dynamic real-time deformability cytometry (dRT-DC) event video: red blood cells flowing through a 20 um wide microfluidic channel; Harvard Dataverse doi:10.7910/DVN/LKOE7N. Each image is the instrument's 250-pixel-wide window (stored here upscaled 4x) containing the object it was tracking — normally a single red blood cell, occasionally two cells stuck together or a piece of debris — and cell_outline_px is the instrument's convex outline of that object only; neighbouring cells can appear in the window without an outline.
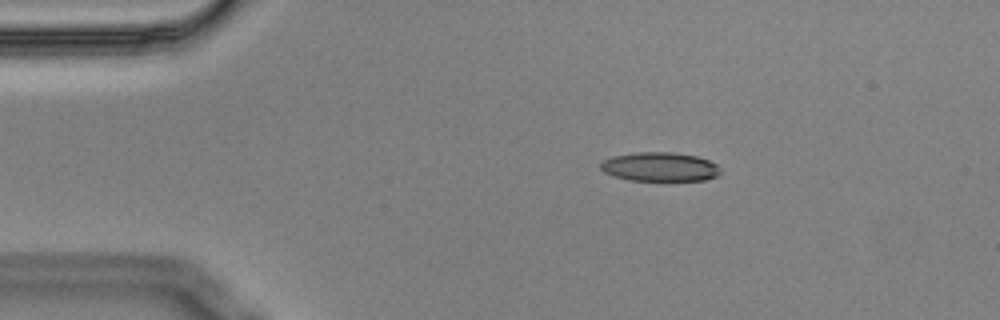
{"species": "Egyptian fruit bat (a non-hibernating species)", "species_latin": "Rousettus aegyptiacus", "temperature_condition": "cold", "stored_images_in_passage": 4, "camera_frame_rate_fps": 3000, "um_per_image_px": 0.085, "animal": {"sex": "male"}, "frame": {"image": 1, "passage_image": 1, "time_ms": 0.0, "image_size_px": [1000, 320], "cell_outline_px": [[720, 172], [716, 176], [704, 180], [628, 180], [612, 176], [604, 172], [600, 168], [600, 164], [604, 160], [612, 156], [636, 152], [672, 152], [696, 156], [708, 160], [716, 164], [720, 168]], "centroid_in_image_um": [56.05, 14.17], "position_along_channel_um": 28.9, "area_um2": 20.23}}
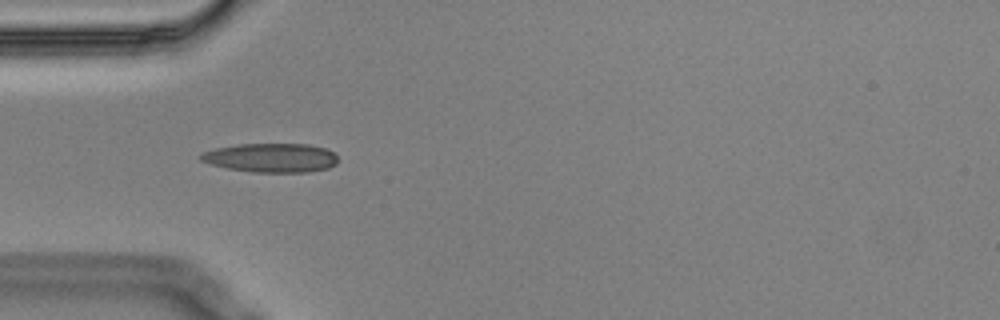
{"frame": {"image": 2, "passage_image": 3, "time_ms": 0.667, "image_size_px": [1000, 320], "cell_outline_px": [[336, 164], [328, 168], [308, 172], [252, 172], [228, 168], [212, 164], [200, 160], [200, 156], [204, 152], [216, 148], [240, 144], [308, 144], [328, 148], [336, 156]], "centroid_in_image_um": [23.08, 13.41], "position_along_channel_um": 61.9, "area_um2": 23.06}}
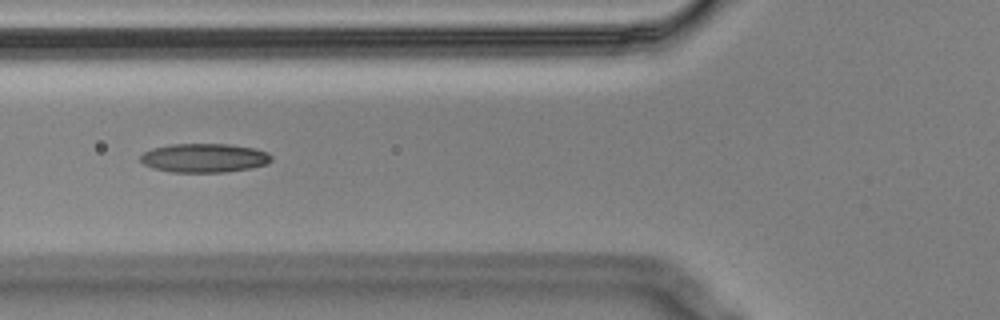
{"frame": {"image": 3, "passage_image": 4, "time_ms": 1.0, "image_size_px": [1000, 320], "cell_outline_px": [[272, 160], [268, 164], [252, 168], [224, 172], [172, 172], [152, 168], [144, 164], [140, 160], [140, 156], [144, 152], [152, 148], [172, 144], [228, 144], [256, 148], [268, 152], [272, 156]], "centroid_in_image_um": [17.39, 13.42], "position_along_channel_um": 108.4, "area_um2": 22.25}}